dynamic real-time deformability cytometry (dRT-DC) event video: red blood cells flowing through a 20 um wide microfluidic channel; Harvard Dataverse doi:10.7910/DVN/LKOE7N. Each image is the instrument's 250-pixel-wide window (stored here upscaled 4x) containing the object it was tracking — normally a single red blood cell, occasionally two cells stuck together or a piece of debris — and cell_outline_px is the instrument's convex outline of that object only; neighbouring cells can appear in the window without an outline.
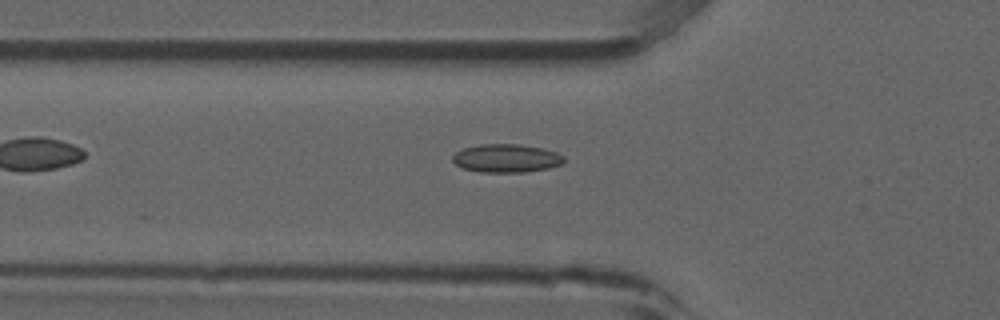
{"species": "common noctule bat (a hibernating species)", "species_latin": "Nyctalus noctula", "temperature_condition": "room temperature", "stored_images_in_passage": 5, "camera_frame_rate_fps": 3000, "um_per_image_px": 0.085, "animal": {"sex": "male", "forearm_length_mm": 52.5}, "frame": {"image": 1, "passage_image": 5, "time_ms": 1.333, "image_size_px": [1000, 320], "cell_outline_px": [[564, 160], [560, 164], [548, 168], [524, 172], [480, 172], [464, 168], [456, 164], [452, 160], [452, 156], [456, 152], [464, 148], [480, 144], [520, 144], [544, 148], [556, 152], [564, 156]], "centroid_in_image_um": [43.04, 13.44], "position_along_channel_um": 82.8, "area_um2": 18.32}}